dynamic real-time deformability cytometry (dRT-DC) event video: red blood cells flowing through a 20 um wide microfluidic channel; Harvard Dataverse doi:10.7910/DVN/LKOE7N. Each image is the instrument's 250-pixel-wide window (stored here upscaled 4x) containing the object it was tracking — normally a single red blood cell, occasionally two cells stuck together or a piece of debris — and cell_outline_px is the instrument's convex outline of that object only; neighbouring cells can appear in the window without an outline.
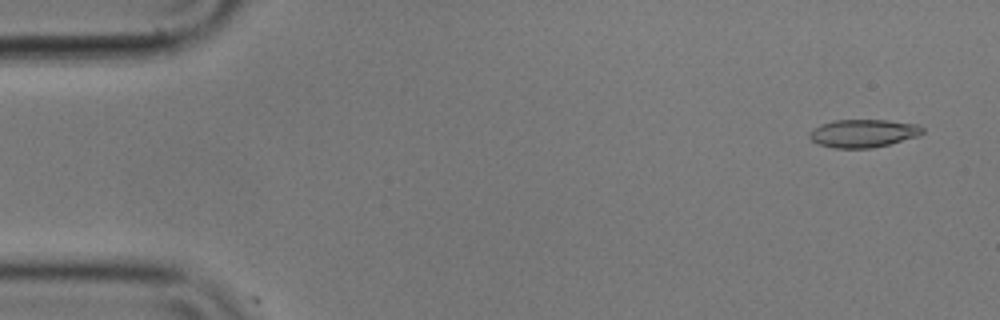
{"species": "common noctule bat (a hibernating species)", "species_latin": "Nyctalus noctula", "temperature_condition": "cold", "stored_images_in_passage": 4, "camera_frame_rate_fps": 3000, "um_per_image_px": 0.085, "animal": {"sex": "male", "body_mass_g": 17.9}, "frame": {"image": 1, "passage_image": 3, "time_ms": 0.667, "image_size_px": [1000, 320], "cell_outline_px": [[924, 132], [916, 136], [888, 144], [872, 148], [832, 148], [820, 144], [812, 140], [808, 136], [808, 132], [812, 128], [820, 124], [832, 120], [888, 120], [920, 124], [924, 128]], "centroid_in_image_um": [73.35, 11.31], "position_along_channel_um": 11.7, "area_um2": 18.55}}